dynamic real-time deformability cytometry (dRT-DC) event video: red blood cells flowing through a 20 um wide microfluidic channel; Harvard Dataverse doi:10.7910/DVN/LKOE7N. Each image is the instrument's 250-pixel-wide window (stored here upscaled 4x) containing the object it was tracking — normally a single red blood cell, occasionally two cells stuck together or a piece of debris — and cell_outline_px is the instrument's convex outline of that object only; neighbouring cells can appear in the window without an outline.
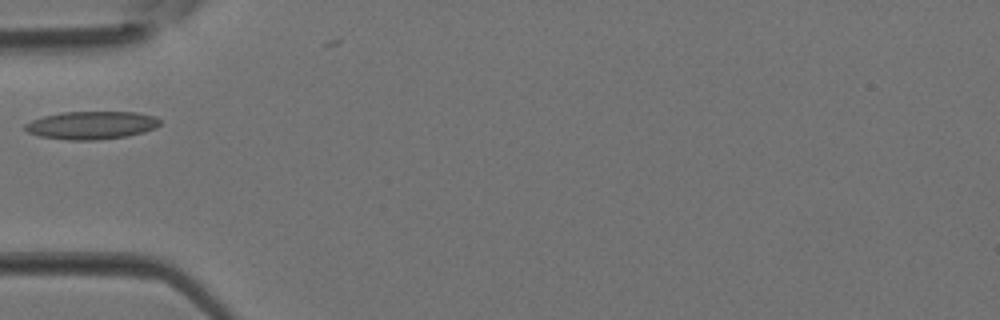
{"species": "Egyptian fruit bat (a non-hibernating species)", "species_latin": "Rousettus aegyptiacus", "temperature_condition": "room temperature", "stored_images_in_passage": 2, "camera_frame_rate_fps": 3000, "um_per_image_px": 0.085, "animal": {"sex": "female"}, "frame": {"image": 1, "passage_image": 2, "time_ms": 0.333, "image_size_px": [1000, 320], "cell_outline_px": [[160, 124], [156, 128], [144, 132], [128, 136], [96, 140], [68, 140], [40, 136], [28, 132], [24, 128], [24, 124], [32, 120], [44, 116], [64, 112], [136, 112], [156, 116], [160, 120]], "centroid_in_image_um": [7.81, 10.64], "position_along_channel_um": 77.2, "area_um2": 22.02}}